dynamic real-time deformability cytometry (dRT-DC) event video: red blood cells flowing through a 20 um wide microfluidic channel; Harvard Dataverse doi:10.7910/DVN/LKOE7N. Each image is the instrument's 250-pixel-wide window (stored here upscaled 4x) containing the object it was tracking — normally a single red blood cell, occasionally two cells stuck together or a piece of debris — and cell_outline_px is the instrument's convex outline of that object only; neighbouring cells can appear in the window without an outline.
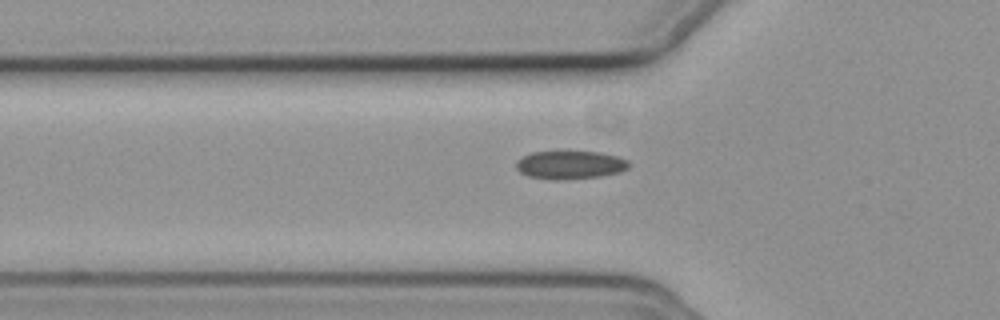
{"species": "common noctule bat (a hibernating species)", "species_latin": "Nyctalus noctula", "temperature_condition": "cold", "stored_images_in_passage": 34, "camera_frame_rate_fps": 3000, "um_per_image_px": 0.085, "animal": {"sex": "female", "body_mass_g": 19.3, "forearm_length_mm": 54.1}, "frame": {"image": 1, "passage_image": 2, "time_ms": 0.333, "image_size_px": [1000, 320], "cell_outline_px": [[628, 168], [620, 172], [600, 176], [556, 180], [528, 176], [520, 172], [516, 168], [516, 160], [532, 152], [600, 152], [616, 156], [628, 160]], "centroid_in_image_um": [48.44, 14.02], "position_along_channel_um": 77.4, "area_um2": 18.32}}
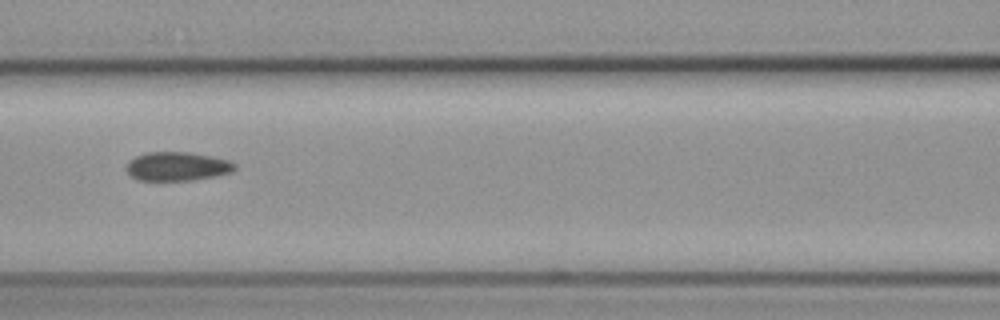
{"frame": {"image": 2, "passage_image": 8, "time_ms": 2.333, "image_size_px": [1000, 320], "cell_outline_px": [[236, 168], [232, 172], [192, 180], [136, 180], [124, 168], [128, 160], [144, 152], [188, 152], [212, 156], [228, 160], [236, 164]], "centroid_in_image_um": [15.02, 14.13], "position_along_channel_um": 151.6, "area_um2": 18.26}}
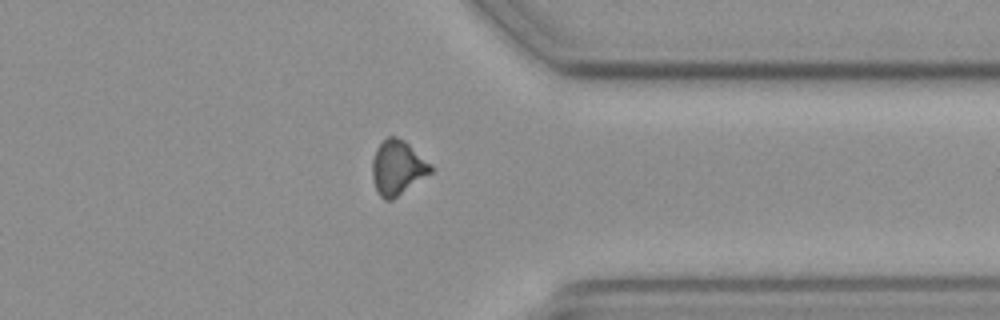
{"frame": {"image": 3, "passage_image": 27, "time_ms": 8.667, "image_size_px": [1000, 320], "cell_outline_px": [[436, 168], [432, 172], [392, 200], [384, 200], [380, 196], [376, 188], [372, 176], [372, 160], [376, 148], [388, 136], [396, 136], [404, 140], [432, 164]], "centroid_in_image_um": [33.81, 14.24], "position_along_channel_um": 377.6, "area_um2": 18.61}, "authors_computed_cell_mechanics": {"area_um2": 18.3226, "velocity_mm_per_s": 3.683, "shape_relaxation_time_tau1_ms": 7.0703, "shape_relaxation_time_tau2_ms": 8.2487, "deformation_change_tau1": 0.0855, "deformation_change_tau2": 0.1348}}